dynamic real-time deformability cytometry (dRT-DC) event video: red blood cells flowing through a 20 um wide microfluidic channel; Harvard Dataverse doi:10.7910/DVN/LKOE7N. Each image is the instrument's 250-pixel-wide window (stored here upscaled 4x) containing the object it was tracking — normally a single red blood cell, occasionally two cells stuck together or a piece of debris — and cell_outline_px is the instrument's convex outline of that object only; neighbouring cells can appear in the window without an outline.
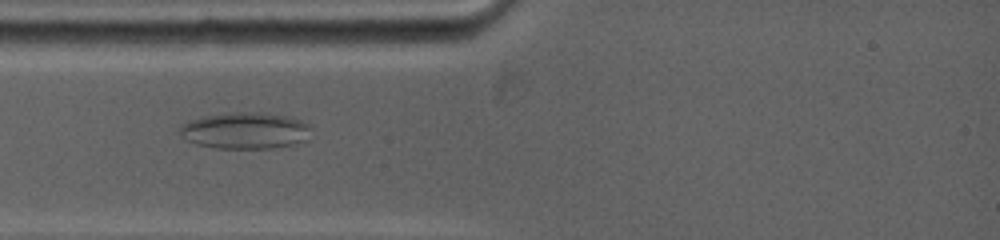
{"species": "common noctule bat (a hibernating species)", "species_latin": "Nyctalus noctula", "temperature_condition": "warm", "stored_images_in_passage": 33, "camera_frame_rate_fps": 5000, "um_per_image_px": 0.085, "animal": {"sex": "female", "body_mass_g": 19.0, "forearm_length_mm": 53.3}, "frame": {"image": 1, "passage_image": 8, "time_ms": 1.6, "image_size_px": [1000, 240], "cell_outline_px": [[308, 128], [304, 140], [292, 144], [268, 148], [216, 148], [196, 144], [188, 140], [180, 132], [180, 124], [188, 120], [204, 116], [224, 112], [260, 112], [288, 116], [300, 120], [308, 124]], "centroid_in_image_um": [20.76, 11.08], "position_along_channel_um": 64.2, "area_um2": 27.63}}
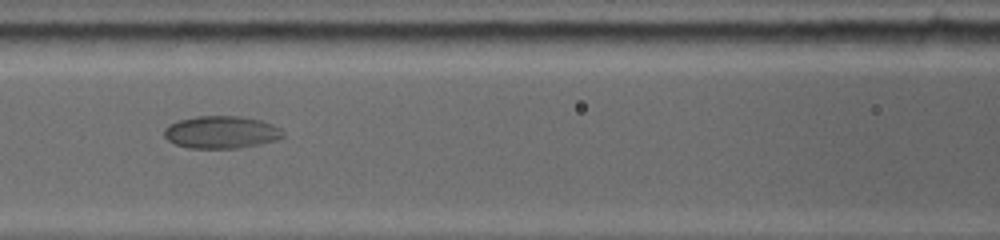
{"frame": {"image": 2, "passage_image": 24, "time_ms": 3.8, "image_size_px": [1000, 240], "cell_outline_px": [[284, 136], [276, 140], [260, 144], [240, 148], [188, 148], [176, 144], [168, 140], [164, 136], [164, 128], [168, 124], [180, 120], [196, 116], [244, 116], [260, 120], [272, 124], [280, 128], [284, 132]], "centroid_in_image_um": [18.81, 11.23], "position_along_channel_um": 147.8, "area_um2": 22.6}}
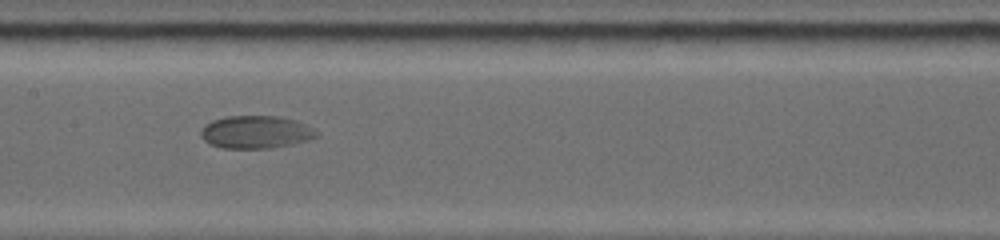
{"frame": {"image": 3, "passage_image": 32, "time_ms": 4.8, "image_size_px": [1000, 240], "cell_outline_px": [[320, 136], [308, 140], [292, 144], [272, 148], [220, 148], [208, 144], [200, 136], [200, 132], [204, 124], [212, 120], [228, 116], [276, 116], [296, 120], [320, 132]], "centroid_in_image_um": [21.73, 11.23], "position_along_channel_um": 185.7, "area_um2": 22.31}}